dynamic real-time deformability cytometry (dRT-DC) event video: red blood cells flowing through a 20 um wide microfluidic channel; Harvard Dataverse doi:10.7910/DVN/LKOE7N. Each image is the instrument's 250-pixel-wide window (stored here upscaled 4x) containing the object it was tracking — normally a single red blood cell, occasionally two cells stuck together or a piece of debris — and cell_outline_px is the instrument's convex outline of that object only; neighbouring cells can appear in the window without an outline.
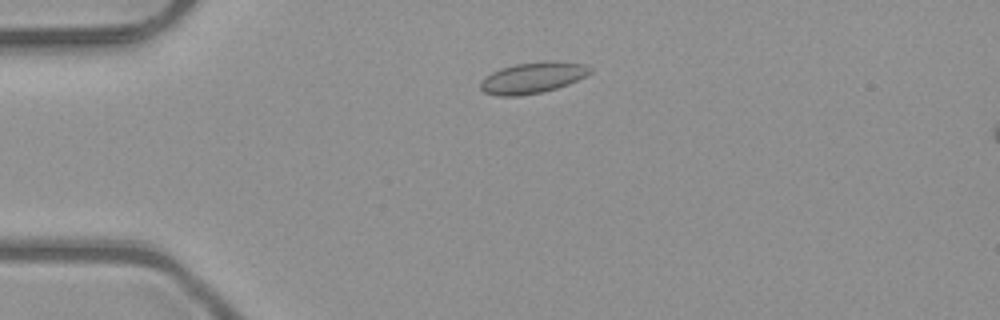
{"species": "common noctule bat (a hibernating species)", "species_latin": "Nyctalus noctula", "temperature_condition": "room temperature", "stored_images_in_passage": 4, "camera_frame_rate_fps": 3000, "um_per_image_px": 0.085, "animal": {"sex": "male", "body_mass_g": 23.1, "forearm_length_mm": 52.7}, "frame": {"image": 1, "passage_image": 3, "time_ms": 0.667, "image_size_px": [1000, 320], "cell_outline_px": [[592, 72], [568, 84], [556, 88], [540, 92], [520, 96], [496, 96], [484, 92], [480, 88], [480, 80], [484, 76], [500, 68], [516, 64], [544, 60], [556, 60], [584, 64], [592, 68]], "centroid_in_image_um": [45.25, 6.59], "position_along_channel_um": 39.8, "area_um2": 20.06}}